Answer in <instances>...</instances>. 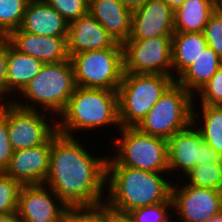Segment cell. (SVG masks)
Instances as JSON below:
<instances>
[{
  "mask_svg": "<svg viewBox=\"0 0 222 222\" xmlns=\"http://www.w3.org/2000/svg\"><path fill=\"white\" fill-rule=\"evenodd\" d=\"M167 150L169 173L182 171L184 177L196 165L222 163V156L203 140L193 123L167 139Z\"/></svg>",
  "mask_w": 222,
  "mask_h": 222,
  "instance_id": "11",
  "label": "cell"
},
{
  "mask_svg": "<svg viewBox=\"0 0 222 222\" xmlns=\"http://www.w3.org/2000/svg\"><path fill=\"white\" fill-rule=\"evenodd\" d=\"M59 116L57 131L70 137L79 130L101 129L113 124L120 128L117 90L77 86Z\"/></svg>",
  "mask_w": 222,
  "mask_h": 222,
  "instance_id": "3",
  "label": "cell"
},
{
  "mask_svg": "<svg viewBox=\"0 0 222 222\" xmlns=\"http://www.w3.org/2000/svg\"><path fill=\"white\" fill-rule=\"evenodd\" d=\"M88 12L116 43L123 45L129 39L132 12L119 0H89Z\"/></svg>",
  "mask_w": 222,
  "mask_h": 222,
  "instance_id": "19",
  "label": "cell"
},
{
  "mask_svg": "<svg viewBox=\"0 0 222 222\" xmlns=\"http://www.w3.org/2000/svg\"><path fill=\"white\" fill-rule=\"evenodd\" d=\"M21 187L17 180L0 172V215L17 211Z\"/></svg>",
  "mask_w": 222,
  "mask_h": 222,
  "instance_id": "28",
  "label": "cell"
},
{
  "mask_svg": "<svg viewBox=\"0 0 222 222\" xmlns=\"http://www.w3.org/2000/svg\"><path fill=\"white\" fill-rule=\"evenodd\" d=\"M30 0H0V34L5 38L19 29Z\"/></svg>",
  "mask_w": 222,
  "mask_h": 222,
  "instance_id": "25",
  "label": "cell"
},
{
  "mask_svg": "<svg viewBox=\"0 0 222 222\" xmlns=\"http://www.w3.org/2000/svg\"><path fill=\"white\" fill-rule=\"evenodd\" d=\"M20 29L40 36L68 37L69 22L45 0H30Z\"/></svg>",
  "mask_w": 222,
  "mask_h": 222,
  "instance_id": "18",
  "label": "cell"
},
{
  "mask_svg": "<svg viewBox=\"0 0 222 222\" xmlns=\"http://www.w3.org/2000/svg\"><path fill=\"white\" fill-rule=\"evenodd\" d=\"M187 184L196 187H208L222 191V163L196 165L186 175Z\"/></svg>",
  "mask_w": 222,
  "mask_h": 222,
  "instance_id": "26",
  "label": "cell"
},
{
  "mask_svg": "<svg viewBox=\"0 0 222 222\" xmlns=\"http://www.w3.org/2000/svg\"><path fill=\"white\" fill-rule=\"evenodd\" d=\"M108 222H134L128 214H122L109 209L108 207Z\"/></svg>",
  "mask_w": 222,
  "mask_h": 222,
  "instance_id": "35",
  "label": "cell"
},
{
  "mask_svg": "<svg viewBox=\"0 0 222 222\" xmlns=\"http://www.w3.org/2000/svg\"><path fill=\"white\" fill-rule=\"evenodd\" d=\"M76 87L73 65L70 59L44 64L41 71L21 92L22 98L26 97L27 103L14 101V104L27 110H37L36 108L40 104V109L44 107L42 111L51 114V111H53L54 114H58L56 117L59 118L58 116L65 109Z\"/></svg>",
  "mask_w": 222,
  "mask_h": 222,
  "instance_id": "4",
  "label": "cell"
},
{
  "mask_svg": "<svg viewBox=\"0 0 222 222\" xmlns=\"http://www.w3.org/2000/svg\"><path fill=\"white\" fill-rule=\"evenodd\" d=\"M67 43L69 57L81 52L105 50L116 44L89 12L69 23Z\"/></svg>",
  "mask_w": 222,
  "mask_h": 222,
  "instance_id": "17",
  "label": "cell"
},
{
  "mask_svg": "<svg viewBox=\"0 0 222 222\" xmlns=\"http://www.w3.org/2000/svg\"><path fill=\"white\" fill-rule=\"evenodd\" d=\"M78 87L117 90L124 74L123 45L70 57Z\"/></svg>",
  "mask_w": 222,
  "mask_h": 222,
  "instance_id": "8",
  "label": "cell"
},
{
  "mask_svg": "<svg viewBox=\"0 0 222 222\" xmlns=\"http://www.w3.org/2000/svg\"><path fill=\"white\" fill-rule=\"evenodd\" d=\"M52 136L39 146L15 150L3 172L21 185L44 184L50 166Z\"/></svg>",
  "mask_w": 222,
  "mask_h": 222,
  "instance_id": "14",
  "label": "cell"
},
{
  "mask_svg": "<svg viewBox=\"0 0 222 222\" xmlns=\"http://www.w3.org/2000/svg\"><path fill=\"white\" fill-rule=\"evenodd\" d=\"M174 81L169 75L124 73L117 89L120 127H136Z\"/></svg>",
  "mask_w": 222,
  "mask_h": 222,
  "instance_id": "5",
  "label": "cell"
},
{
  "mask_svg": "<svg viewBox=\"0 0 222 222\" xmlns=\"http://www.w3.org/2000/svg\"><path fill=\"white\" fill-rule=\"evenodd\" d=\"M4 39V37L0 34V42Z\"/></svg>",
  "mask_w": 222,
  "mask_h": 222,
  "instance_id": "42",
  "label": "cell"
},
{
  "mask_svg": "<svg viewBox=\"0 0 222 222\" xmlns=\"http://www.w3.org/2000/svg\"><path fill=\"white\" fill-rule=\"evenodd\" d=\"M5 39L18 52L39 59L44 64L70 59L67 37L40 36L22 31H11Z\"/></svg>",
  "mask_w": 222,
  "mask_h": 222,
  "instance_id": "16",
  "label": "cell"
},
{
  "mask_svg": "<svg viewBox=\"0 0 222 222\" xmlns=\"http://www.w3.org/2000/svg\"><path fill=\"white\" fill-rule=\"evenodd\" d=\"M63 222H108V206L103 202L90 206L67 207Z\"/></svg>",
  "mask_w": 222,
  "mask_h": 222,
  "instance_id": "27",
  "label": "cell"
},
{
  "mask_svg": "<svg viewBox=\"0 0 222 222\" xmlns=\"http://www.w3.org/2000/svg\"><path fill=\"white\" fill-rule=\"evenodd\" d=\"M0 222H23L17 211L0 215Z\"/></svg>",
  "mask_w": 222,
  "mask_h": 222,
  "instance_id": "37",
  "label": "cell"
},
{
  "mask_svg": "<svg viewBox=\"0 0 222 222\" xmlns=\"http://www.w3.org/2000/svg\"><path fill=\"white\" fill-rule=\"evenodd\" d=\"M194 106L195 104L193 105L192 123L200 132L203 140L222 156V110L216 105H201L202 113H200L199 110L194 111L196 110ZM199 115L203 118V120L200 119L202 123L199 121Z\"/></svg>",
  "mask_w": 222,
  "mask_h": 222,
  "instance_id": "24",
  "label": "cell"
},
{
  "mask_svg": "<svg viewBox=\"0 0 222 222\" xmlns=\"http://www.w3.org/2000/svg\"><path fill=\"white\" fill-rule=\"evenodd\" d=\"M166 172H149L126 166H107L104 200L109 209L127 214L133 209L172 202V184L162 176Z\"/></svg>",
  "mask_w": 222,
  "mask_h": 222,
  "instance_id": "2",
  "label": "cell"
},
{
  "mask_svg": "<svg viewBox=\"0 0 222 222\" xmlns=\"http://www.w3.org/2000/svg\"><path fill=\"white\" fill-rule=\"evenodd\" d=\"M67 206L48 186L22 185L17 212L23 222H63Z\"/></svg>",
  "mask_w": 222,
  "mask_h": 222,
  "instance_id": "13",
  "label": "cell"
},
{
  "mask_svg": "<svg viewBox=\"0 0 222 222\" xmlns=\"http://www.w3.org/2000/svg\"><path fill=\"white\" fill-rule=\"evenodd\" d=\"M163 1L174 11L185 2V0H163Z\"/></svg>",
  "mask_w": 222,
  "mask_h": 222,
  "instance_id": "38",
  "label": "cell"
},
{
  "mask_svg": "<svg viewBox=\"0 0 222 222\" xmlns=\"http://www.w3.org/2000/svg\"><path fill=\"white\" fill-rule=\"evenodd\" d=\"M43 66L44 63L39 59L18 52L7 41L6 81L10 95L15 90L22 92Z\"/></svg>",
  "mask_w": 222,
  "mask_h": 222,
  "instance_id": "20",
  "label": "cell"
},
{
  "mask_svg": "<svg viewBox=\"0 0 222 222\" xmlns=\"http://www.w3.org/2000/svg\"><path fill=\"white\" fill-rule=\"evenodd\" d=\"M75 137L52 135L49 173L44 185L67 207L103 203L108 157H96Z\"/></svg>",
  "mask_w": 222,
  "mask_h": 222,
  "instance_id": "1",
  "label": "cell"
},
{
  "mask_svg": "<svg viewBox=\"0 0 222 222\" xmlns=\"http://www.w3.org/2000/svg\"><path fill=\"white\" fill-rule=\"evenodd\" d=\"M6 69H7V40L4 38L0 42V107L8 104H13L15 101L12 98H10L9 99L10 101L8 100V102L6 103V100L4 99L5 94L6 97L8 94L10 95L6 81Z\"/></svg>",
  "mask_w": 222,
  "mask_h": 222,
  "instance_id": "34",
  "label": "cell"
},
{
  "mask_svg": "<svg viewBox=\"0 0 222 222\" xmlns=\"http://www.w3.org/2000/svg\"><path fill=\"white\" fill-rule=\"evenodd\" d=\"M42 112L39 108L23 109L14 103L0 107V113L7 120L8 138L14 151L44 144L57 131V121H51L50 125L47 113Z\"/></svg>",
  "mask_w": 222,
  "mask_h": 222,
  "instance_id": "10",
  "label": "cell"
},
{
  "mask_svg": "<svg viewBox=\"0 0 222 222\" xmlns=\"http://www.w3.org/2000/svg\"><path fill=\"white\" fill-rule=\"evenodd\" d=\"M131 12L139 9L148 0H119Z\"/></svg>",
  "mask_w": 222,
  "mask_h": 222,
  "instance_id": "36",
  "label": "cell"
},
{
  "mask_svg": "<svg viewBox=\"0 0 222 222\" xmlns=\"http://www.w3.org/2000/svg\"><path fill=\"white\" fill-rule=\"evenodd\" d=\"M208 46L203 32H174L172 35V72L178 77ZM174 69V70H173Z\"/></svg>",
  "mask_w": 222,
  "mask_h": 222,
  "instance_id": "22",
  "label": "cell"
},
{
  "mask_svg": "<svg viewBox=\"0 0 222 222\" xmlns=\"http://www.w3.org/2000/svg\"><path fill=\"white\" fill-rule=\"evenodd\" d=\"M172 184L173 210L183 222H207L222 212V191L208 188Z\"/></svg>",
  "mask_w": 222,
  "mask_h": 222,
  "instance_id": "12",
  "label": "cell"
},
{
  "mask_svg": "<svg viewBox=\"0 0 222 222\" xmlns=\"http://www.w3.org/2000/svg\"><path fill=\"white\" fill-rule=\"evenodd\" d=\"M216 106H218L222 110V101L219 102Z\"/></svg>",
  "mask_w": 222,
  "mask_h": 222,
  "instance_id": "41",
  "label": "cell"
},
{
  "mask_svg": "<svg viewBox=\"0 0 222 222\" xmlns=\"http://www.w3.org/2000/svg\"><path fill=\"white\" fill-rule=\"evenodd\" d=\"M195 97L174 81L136 126L145 134L169 139L192 123Z\"/></svg>",
  "mask_w": 222,
  "mask_h": 222,
  "instance_id": "7",
  "label": "cell"
},
{
  "mask_svg": "<svg viewBox=\"0 0 222 222\" xmlns=\"http://www.w3.org/2000/svg\"><path fill=\"white\" fill-rule=\"evenodd\" d=\"M217 0H185L174 11V32H203Z\"/></svg>",
  "mask_w": 222,
  "mask_h": 222,
  "instance_id": "23",
  "label": "cell"
},
{
  "mask_svg": "<svg viewBox=\"0 0 222 222\" xmlns=\"http://www.w3.org/2000/svg\"><path fill=\"white\" fill-rule=\"evenodd\" d=\"M203 33L208 46L222 58V13L218 9L209 17Z\"/></svg>",
  "mask_w": 222,
  "mask_h": 222,
  "instance_id": "31",
  "label": "cell"
},
{
  "mask_svg": "<svg viewBox=\"0 0 222 222\" xmlns=\"http://www.w3.org/2000/svg\"><path fill=\"white\" fill-rule=\"evenodd\" d=\"M121 138L114 137L116 154L107 166H126L149 172H169L167 139L145 134L136 127H118Z\"/></svg>",
  "mask_w": 222,
  "mask_h": 222,
  "instance_id": "6",
  "label": "cell"
},
{
  "mask_svg": "<svg viewBox=\"0 0 222 222\" xmlns=\"http://www.w3.org/2000/svg\"><path fill=\"white\" fill-rule=\"evenodd\" d=\"M197 93L200 94V105H217L222 101V66Z\"/></svg>",
  "mask_w": 222,
  "mask_h": 222,
  "instance_id": "32",
  "label": "cell"
},
{
  "mask_svg": "<svg viewBox=\"0 0 222 222\" xmlns=\"http://www.w3.org/2000/svg\"><path fill=\"white\" fill-rule=\"evenodd\" d=\"M217 9L222 13V0H217Z\"/></svg>",
  "mask_w": 222,
  "mask_h": 222,
  "instance_id": "40",
  "label": "cell"
},
{
  "mask_svg": "<svg viewBox=\"0 0 222 222\" xmlns=\"http://www.w3.org/2000/svg\"><path fill=\"white\" fill-rule=\"evenodd\" d=\"M14 153L8 138L7 120L0 113V172H4Z\"/></svg>",
  "mask_w": 222,
  "mask_h": 222,
  "instance_id": "33",
  "label": "cell"
},
{
  "mask_svg": "<svg viewBox=\"0 0 222 222\" xmlns=\"http://www.w3.org/2000/svg\"><path fill=\"white\" fill-rule=\"evenodd\" d=\"M222 66V58L209 46L175 81L193 96Z\"/></svg>",
  "mask_w": 222,
  "mask_h": 222,
  "instance_id": "21",
  "label": "cell"
},
{
  "mask_svg": "<svg viewBox=\"0 0 222 222\" xmlns=\"http://www.w3.org/2000/svg\"><path fill=\"white\" fill-rule=\"evenodd\" d=\"M174 34V10L163 0H148L132 12L131 35L128 40H146Z\"/></svg>",
  "mask_w": 222,
  "mask_h": 222,
  "instance_id": "15",
  "label": "cell"
},
{
  "mask_svg": "<svg viewBox=\"0 0 222 222\" xmlns=\"http://www.w3.org/2000/svg\"><path fill=\"white\" fill-rule=\"evenodd\" d=\"M69 23L88 13L89 0H45Z\"/></svg>",
  "mask_w": 222,
  "mask_h": 222,
  "instance_id": "30",
  "label": "cell"
},
{
  "mask_svg": "<svg viewBox=\"0 0 222 222\" xmlns=\"http://www.w3.org/2000/svg\"><path fill=\"white\" fill-rule=\"evenodd\" d=\"M207 222H222V212L213 216L211 219H209Z\"/></svg>",
  "mask_w": 222,
  "mask_h": 222,
  "instance_id": "39",
  "label": "cell"
},
{
  "mask_svg": "<svg viewBox=\"0 0 222 222\" xmlns=\"http://www.w3.org/2000/svg\"><path fill=\"white\" fill-rule=\"evenodd\" d=\"M169 208H173V202H161L155 205L139 207L127 214L134 222H173Z\"/></svg>",
  "mask_w": 222,
  "mask_h": 222,
  "instance_id": "29",
  "label": "cell"
},
{
  "mask_svg": "<svg viewBox=\"0 0 222 222\" xmlns=\"http://www.w3.org/2000/svg\"><path fill=\"white\" fill-rule=\"evenodd\" d=\"M172 36L127 40L123 44L124 73L172 74Z\"/></svg>",
  "mask_w": 222,
  "mask_h": 222,
  "instance_id": "9",
  "label": "cell"
}]
</instances>
